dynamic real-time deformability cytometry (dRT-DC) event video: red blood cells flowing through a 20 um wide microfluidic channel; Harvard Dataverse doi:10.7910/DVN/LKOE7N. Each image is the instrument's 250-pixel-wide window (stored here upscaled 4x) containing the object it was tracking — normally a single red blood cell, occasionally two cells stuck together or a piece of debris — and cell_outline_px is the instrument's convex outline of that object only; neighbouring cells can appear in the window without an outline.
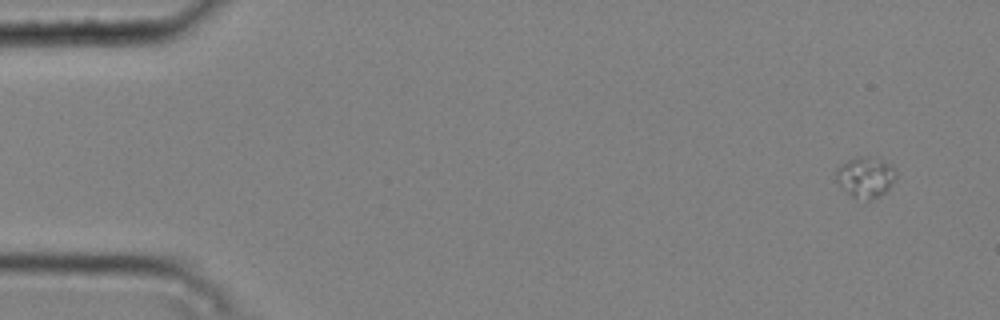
{"species": "common noctule bat (a hibernating species)", "species_latin": "Nyctalus noctula", "temperature_condition": "cold", "stored_images_in_passage": 4, "camera_frame_rate_fps": 3000, "um_per_image_px": 0.085, "animal": {"sex": "male", "body_mass_g": 20.4}, "frame": {"image": 1, "passage_image": 1, "time_ms": 0.0, "image_size_px": [1000, 320], "cell_outline_px": [[896, 176], [888, 188], [880, 196], [868, 200], [852, 196], [836, 180], [836, 168], [840, 164], [848, 160], [860, 156], [868, 156], [892, 164], [896, 172]], "centroid_in_image_um": [73.57, 15.03], "position_along_channel_um": 11.4, "area_um2": 13.93}}